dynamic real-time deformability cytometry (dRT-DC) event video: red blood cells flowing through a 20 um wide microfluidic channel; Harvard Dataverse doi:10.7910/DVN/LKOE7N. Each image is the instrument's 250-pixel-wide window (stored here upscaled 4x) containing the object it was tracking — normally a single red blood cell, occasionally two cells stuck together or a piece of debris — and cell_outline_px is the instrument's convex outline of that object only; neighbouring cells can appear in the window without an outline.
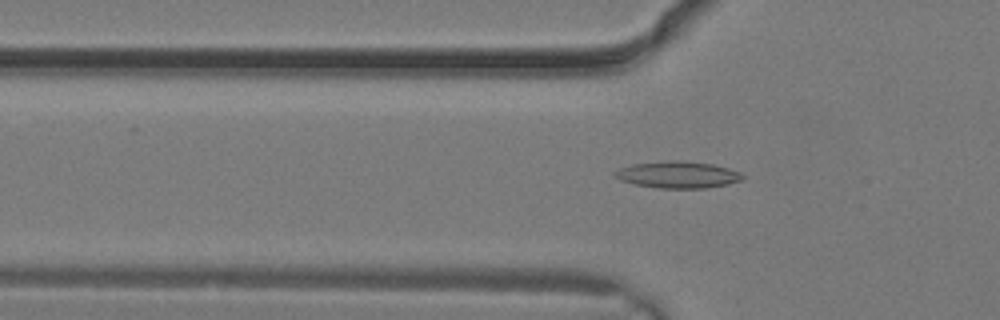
{"species": "common noctule bat (a hibernating species)", "species_latin": "Nyctalus noctula", "temperature_condition": "warm", "stored_images_in_passage": 3, "camera_frame_rate_fps": 3000, "um_per_image_px": 0.085, "animal": {"sex": "male", "body_mass_g": 19.2, "forearm_length_mm": 51.8}, "frame": {"image": 1, "passage_image": 3, "time_ms": 0.667, "image_size_px": [1000, 320], "cell_outline_px": [[744, 176], [740, 180], [728, 184], [704, 188], [660, 188], [636, 184], [620, 180], [612, 172], [620, 168], [632, 164], [672, 160], [680, 160], [712, 164], [728, 168], [740, 172]], "centroid_in_image_um": [57.61, 14.84], "position_along_channel_um": 68.2, "area_um2": 19.71}}